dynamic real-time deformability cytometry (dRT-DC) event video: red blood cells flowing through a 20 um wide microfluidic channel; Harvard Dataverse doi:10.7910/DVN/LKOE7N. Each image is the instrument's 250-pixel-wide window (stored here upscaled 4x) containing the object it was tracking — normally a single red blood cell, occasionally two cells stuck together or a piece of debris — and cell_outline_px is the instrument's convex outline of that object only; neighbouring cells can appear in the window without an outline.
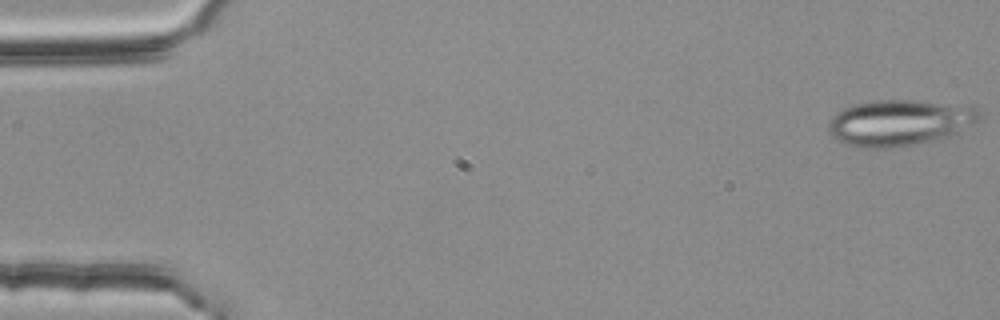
{"species": "common noctule bat (a hibernating species)", "species_latin": "Nyctalus noctula", "temperature_condition": "room temperature", "stored_images_in_passage": 54, "camera_frame_rate_fps": 3000, "um_per_image_px": 0.085, "animal": {"sex": "female", "body_mass_g": 25.1}, "frame": {"image": 1, "passage_image": 1, "time_ms": 0.0, "image_size_px": [1000, 320], "cell_outline_px": [[984, 120], [960, 132], [948, 136], [912, 144], [884, 148], [864, 148], [844, 144], [836, 140], [828, 132], [828, 124], [832, 116], [836, 112], [844, 108], [856, 104], [876, 100], [916, 100], [976, 104], [980, 108]], "centroid_in_image_um": [76.58, 10.39], "position_along_channel_um": 8.4, "area_um2": 41.44}}
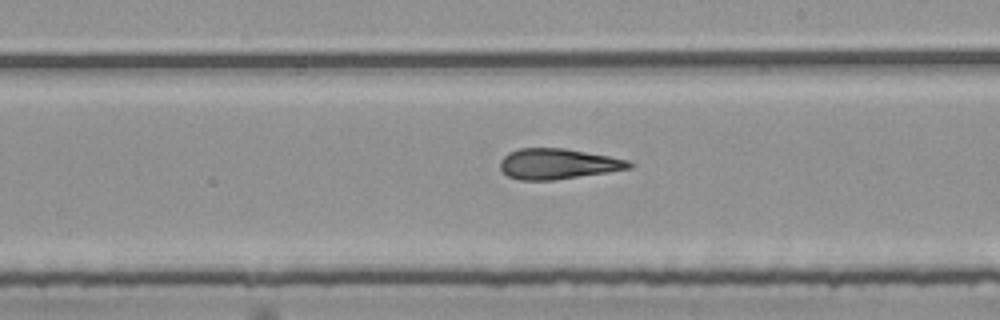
{"frame": {"image": 2, "passage_image": 31, "time_ms": 10.0, "image_size_px": [1000, 320], "cell_outline_px": [[636, 164], [632, 168], [552, 180], [520, 180], [508, 176], [500, 168], [500, 160], [508, 152], [520, 148], [564, 148], [608, 156], [628, 160]], "centroid_in_image_um": [47.41, 13.92], "position_along_channel_um": 241.6, "area_um2": 22.77}}
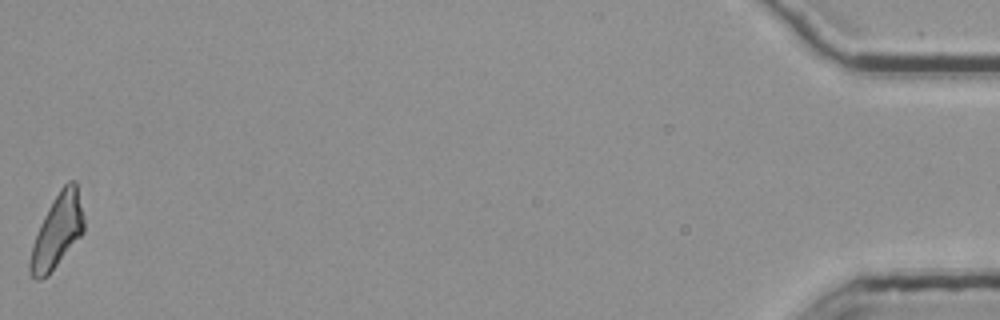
{"frame": {"image": 3, "passage_image": 54, "time_ms": 17.667, "image_size_px": [1000, 320], "cell_outline_px": [[84, 232], [48, 276], [40, 280], [36, 280], [28, 272], [28, 264], [32, 244], [40, 224], [48, 208], [60, 188], [68, 180], [76, 180], [84, 216]], "centroid_in_image_um": [4.86, 19.66], "position_along_channel_um": 430.3, "area_um2": 23.18}, "authors_computed_cell_mechanics": {"area_um2": 23.2645, "velocity_mm_per_s": 3.7791, "shape_relaxation_time_tau1_ms": null, "shape_relaxation_time_tau2_ms": 3.4295, "deformation_change_tau1": null, "deformation_change_tau2": 0.1577}}